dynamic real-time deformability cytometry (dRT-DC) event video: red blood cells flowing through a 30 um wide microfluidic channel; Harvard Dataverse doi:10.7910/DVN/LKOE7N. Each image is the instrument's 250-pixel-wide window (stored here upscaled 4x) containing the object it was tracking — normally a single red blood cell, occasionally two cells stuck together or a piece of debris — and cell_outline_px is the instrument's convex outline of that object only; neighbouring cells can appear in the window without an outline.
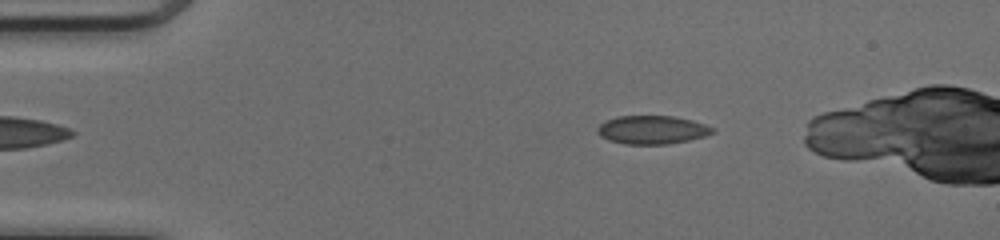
{"species": "common noctule bat (a hibernating species)", "species_latin": "Nyctalus noctula", "temperature_condition": "cold", "stored_images_in_passage": 45, "camera_frame_rate_fps": 3000, "um_per_image_px": 0.085, "animal": {"sex": "female", "body_mass_g": 17.0, "forearm_length_mm": 48.0}, "frame": {"image": 1, "passage_image": 9, "time_ms": 2.667, "image_size_px": [1000, 240], "cell_outline_px": [[716, 132], [704, 136], [688, 140], [668, 144], [624, 144], [608, 140], [600, 136], [596, 132], [596, 128], [604, 120], [616, 116], [676, 116], [692, 120], [716, 128]], "centroid_in_image_um": [55.41, 11.03], "position_along_channel_um": 29.6, "area_um2": 19.31}}
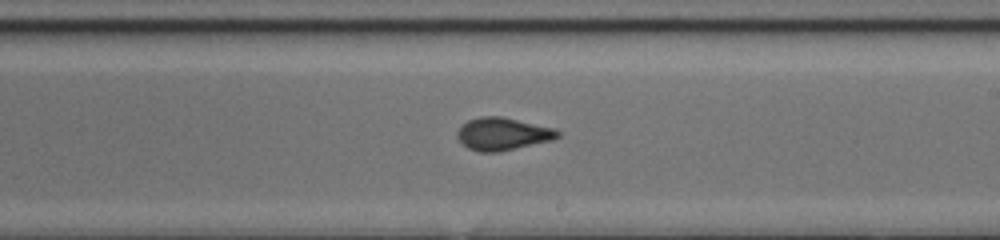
{"frame": {"image": 2, "passage_image": 29, "time_ms": 9.333, "image_size_px": [1000, 240], "cell_outline_px": [[560, 136], [552, 140], [500, 152], [480, 152], [468, 148], [456, 136], [456, 132], [468, 120], [480, 116], [500, 116], [556, 128], [560, 132]], "centroid_in_image_um": [42.75, 11.38], "position_along_channel_um": 246.2, "area_um2": 19.07}}
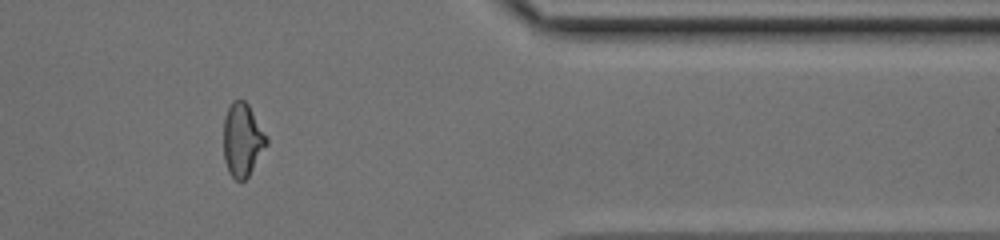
{"frame": {"image": 3, "passage_image": 41, "time_ms": 13.333, "image_size_px": [1000, 240], "cell_outline_px": [[268, 144], [248, 176], [244, 180], [236, 180], [228, 172], [224, 160], [224, 116], [232, 100], [244, 100], [248, 104], [268, 140]], "centroid_in_image_um": [20.59, 11.89], "position_along_channel_um": 390.8, "area_um2": 18.15}, "authors_computed_cell_mechanics": {"area_um2": 18.9584, "velocity_mm_per_s": 4.1523, "shape_relaxation_time_tau1_ms": null, "shape_relaxation_time_tau2_ms": 1.5596, "deformation_change_tau1": null, "deformation_change_tau2": 0.0519}}